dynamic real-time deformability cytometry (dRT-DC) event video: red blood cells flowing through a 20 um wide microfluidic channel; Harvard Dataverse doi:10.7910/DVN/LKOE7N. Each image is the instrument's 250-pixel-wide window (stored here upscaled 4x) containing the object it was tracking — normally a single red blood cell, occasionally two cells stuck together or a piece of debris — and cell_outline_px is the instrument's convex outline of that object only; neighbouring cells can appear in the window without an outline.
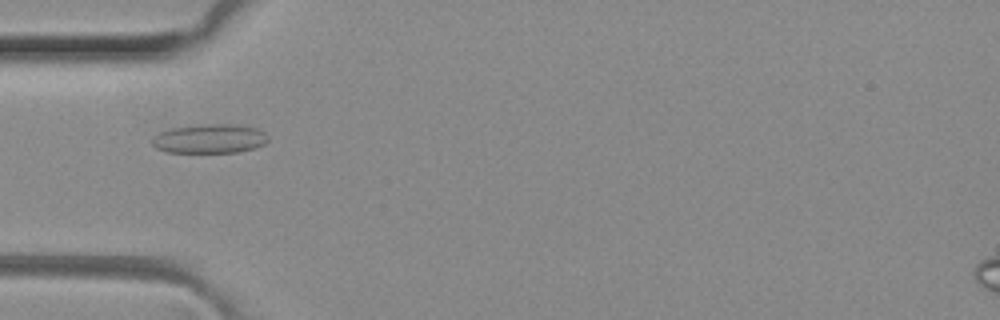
{"species": "common noctule bat (a hibernating species)", "species_latin": "Nyctalus noctula", "temperature_condition": "room temperature", "stored_images_in_passage": 50, "camera_frame_rate_fps": 3000, "um_per_image_px": 0.085, "animal": {"sex": "female", "body_mass_g": 29.2, "forearm_length_mm": 56.3}, "frame": {"image": 1, "passage_image": 16, "time_ms": 5.0, "image_size_px": [1000, 320], "cell_outline_px": [[268, 140], [264, 144], [252, 148], [236, 152], [168, 152], [156, 148], [152, 144], [152, 140], [160, 132], [172, 128], [200, 124], [232, 124], [256, 128], [264, 132], [268, 136]], "centroid_in_image_um": [17.82, 11.78], "position_along_channel_um": 67.2, "area_um2": 19.48}}
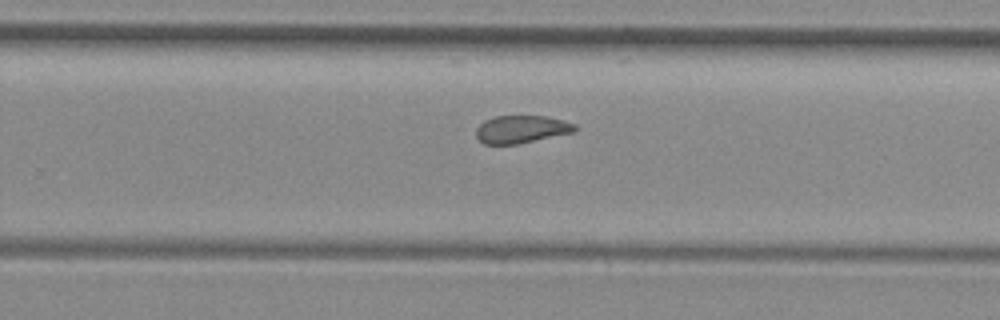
{"frame": {"image": 2, "passage_image": 32, "time_ms": 10.333, "image_size_px": [1000, 320], "cell_outline_px": [[576, 132], [516, 144], [484, 144], [476, 136], [476, 128], [484, 120], [496, 116], [544, 116], [564, 120], [576, 124]], "centroid_in_image_um": [44.33, 10.98], "position_along_channel_um": 285.5, "area_um2": 15.95}}
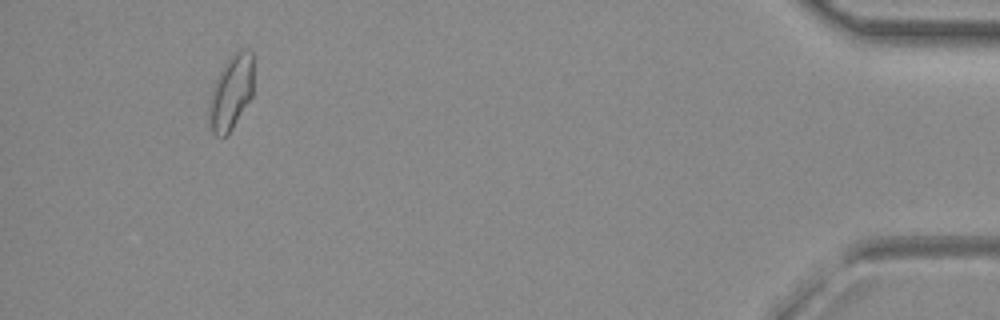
{"frame": {"image": 3, "passage_image": 47, "time_ms": 15.333, "image_size_px": [1000, 320], "cell_outline_px": [[252, 96], [232, 128], [224, 136], [216, 136], [212, 132], [208, 120], [208, 100], [216, 80], [224, 64], [240, 48], [244, 48], [252, 52]], "centroid_in_image_um": [19.62, 7.87], "position_along_channel_um": 415.6, "area_um2": 19.07}, "authors_computed_cell_mechanics": {"area_um2": 17.629, "velocity_mm_per_s": 4.1033, "shape_relaxation_time_tau1_ms": null, "shape_relaxation_time_tau2_ms": 1.4063, "deformation_change_tau1": null, "deformation_change_tau2": 0.0751}}